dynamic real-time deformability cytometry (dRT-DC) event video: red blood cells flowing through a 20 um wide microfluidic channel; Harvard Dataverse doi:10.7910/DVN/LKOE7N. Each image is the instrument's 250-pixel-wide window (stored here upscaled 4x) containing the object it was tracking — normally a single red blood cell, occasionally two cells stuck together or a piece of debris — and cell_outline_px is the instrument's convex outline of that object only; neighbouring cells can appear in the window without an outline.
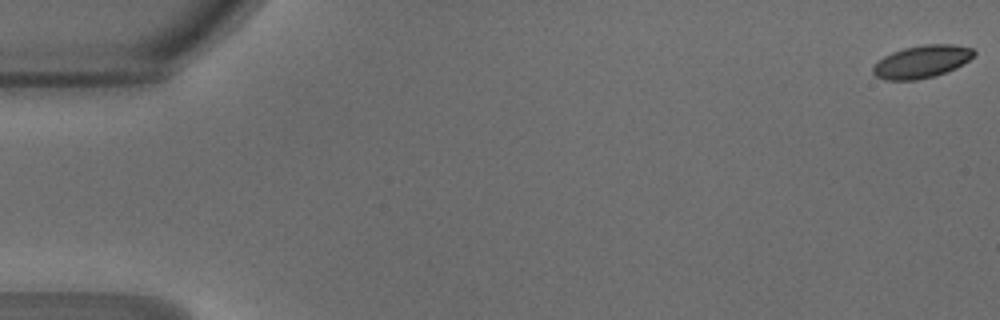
{"species": "common noctule bat (a hibernating species)", "species_latin": "Nyctalus noctula", "temperature_condition": "warm", "stored_images_in_passage": 39, "camera_frame_rate_fps": 3000, "um_per_image_px": 0.085, "animal": {"sex": "male", "body_mass_g": 18.8}, "frame": {"image": 1, "passage_image": 1, "time_ms": 0.0, "image_size_px": [1000, 320], "cell_outline_px": [[976, 56], [956, 68], [932, 76], [916, 80], [884, 80], [876, 76], [872, 72], [872, 68], [876, 60], [892, 52], [904, 48], [924, 44], [952, 44], [972, 48], [976, 52]], "centroid_in_image_um": [78.34, 5.23], "position_along_channel_um": 6.7, "area_um2": 19.31}}
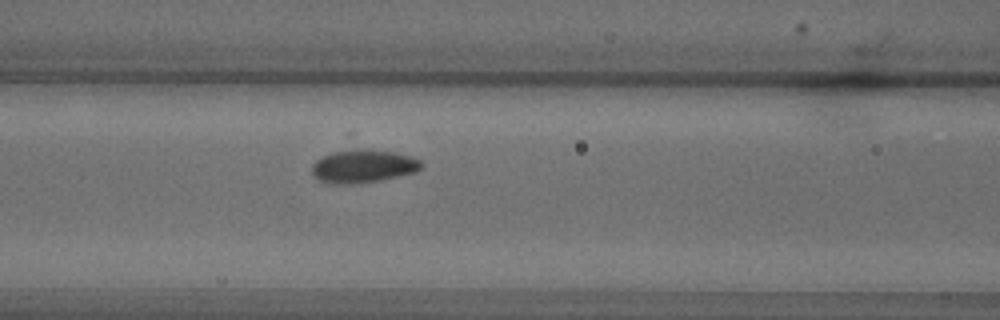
{"frame": {"image": 2, "passage_image": 21, "time_ms": 6.667, "image_size_px": [1000, 320], "cell_outline_px": [[424, 164], [416, 172], [380, 180], [356, 184], [328, 184], [320, 180], [312, 172], [312, 164], [320, 156], [332, 152], [348, 148], [364, 148], [396, 152], [412, 156], [420, 160]], "centroid_in_image_um": [30.86, 14.1], "position_along_channel_um": 135.7, "area_um2": 21.62}}
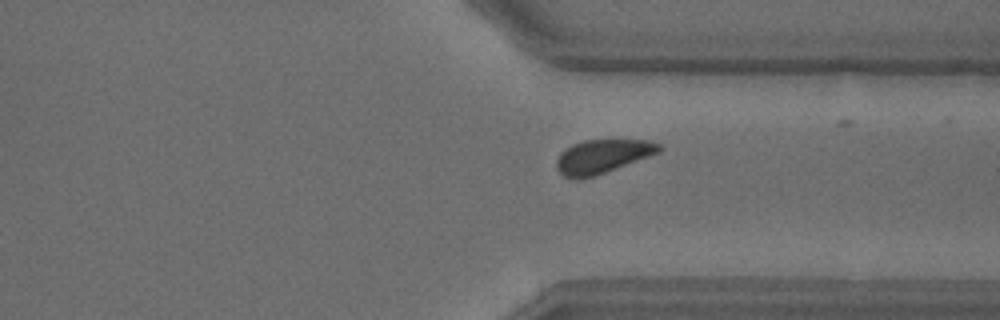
{"frame": {"image": 3, "passage_image": 37, "time_ms": 12.0, "image_size_px": [1000, 320], "cell_outline_px": [[664, 148], [660, 152], [604, 172], [592, 176], [576, 180], [564, 176], [556, 168], [556, 160], [560, 152], [564, 148], [572, 144], [584, 140], [648, 140], [660, 144]], "centroid_in_image_um": [51.17, 13.28], "position_along_channel_um": 360.2, "area_um2": 20.06}, "authors_computed_cell_mechanics": {"area_um2": 20.6346, "velocity_mm_per_s": 4.2084, "shape_relaxation_time_tau1_ms": 1.1524, "shape_relaxation_time_tau2_ms": null, "deformation_change_tau1": 0.0778, "deformation_change_tau2": null}}